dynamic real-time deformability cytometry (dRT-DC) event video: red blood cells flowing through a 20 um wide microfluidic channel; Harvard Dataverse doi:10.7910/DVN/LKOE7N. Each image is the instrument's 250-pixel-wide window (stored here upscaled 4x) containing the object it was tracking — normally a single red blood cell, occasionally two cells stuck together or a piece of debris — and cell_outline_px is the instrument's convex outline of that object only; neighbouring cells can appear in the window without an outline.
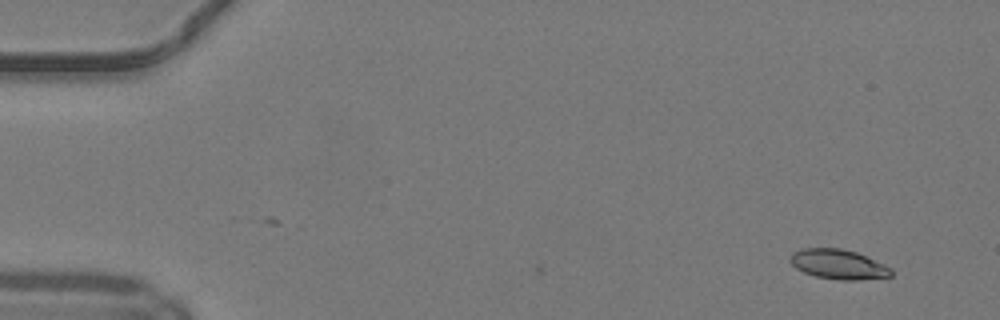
{"species": "common noctule bat (a hibernating species)", "species_latin": "Nyctalus noctula", "temperature_condition": "warm", "stored_images_in_passage": 2, "camera_frame_rate_fps": 3000, "um_per_image_px": 0.085, "animal": {"sex": "male", "body_mass_g": 19.2, "forearm_length_mm": 51.8}, "frame": {"image": 1, "passage_image": 2, "time_ms": 0.333, "image_size_px": [1000, 320], "cell_outline_px": [[892, 276], [860, 280], [840, 280], [816, 276], [804, 272], [796, 268], [788, 260], [792, 252], [800, 248], [840, 248], [856, 252], [884, 264], [892, 268]], "centroid_in_image_um": [71.25, 22.46], "position_along_channel_um": 13.8, "area_um2": 17.57}}